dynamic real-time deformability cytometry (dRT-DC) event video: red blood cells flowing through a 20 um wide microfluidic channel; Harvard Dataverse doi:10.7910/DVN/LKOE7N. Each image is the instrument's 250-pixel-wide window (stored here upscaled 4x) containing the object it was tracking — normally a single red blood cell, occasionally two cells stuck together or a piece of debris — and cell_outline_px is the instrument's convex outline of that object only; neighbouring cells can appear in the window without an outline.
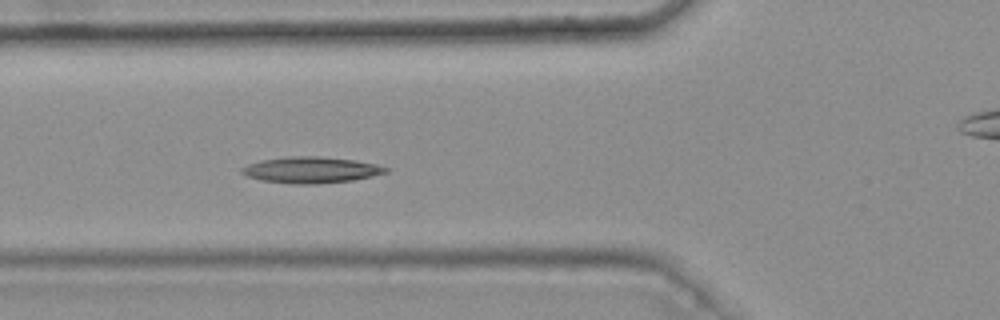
{"species": "common noctule bat (a hibernating species)", "species_latin": "Nyctalus noctula", "temperature_condition": "warm", "stored_images_in_passage": 46, "camera_frame_rate_fps": 3000, "um_per_image_px": 0.085, "animal": {"sex": "female", "body_mass_g": 25.1}, "frame": {"image": 1, "passage_image": 20, "time_ms": 6.333, "image_size_px": [1000, 320], "cell_outline_px": [[392, 168], [388, 172], [372, 176], [352, 180], [316, 184], [292, 184], [260, 180], [244, 176], [240, 172], [240, 168], [248, 164], [260, 160], [288, 156], [320, 156], [356, 160], [376, 164]], "centroid_in_image_um": [26.42, 14.44], "position_along_channel_um": 99.4, "area_um2": 22.31}}